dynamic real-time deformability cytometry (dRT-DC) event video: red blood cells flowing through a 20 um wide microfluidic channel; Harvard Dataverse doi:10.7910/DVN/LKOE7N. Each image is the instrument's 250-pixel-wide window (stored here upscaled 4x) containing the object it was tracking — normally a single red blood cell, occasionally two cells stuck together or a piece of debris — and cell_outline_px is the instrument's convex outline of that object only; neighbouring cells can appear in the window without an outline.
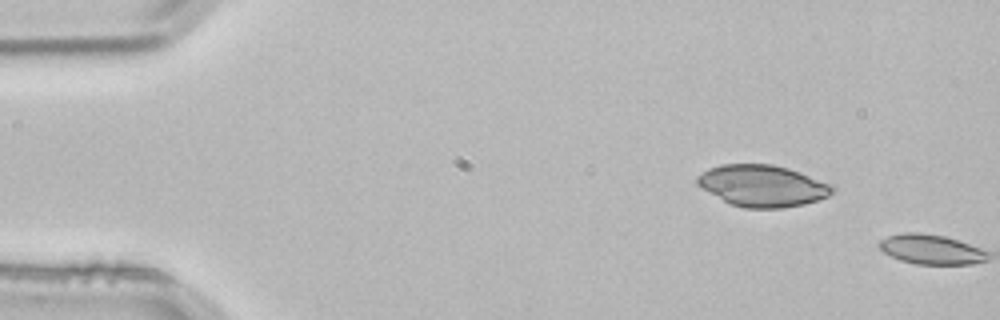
{"species": "common noctule bat (a hibernating species)", "species_latin": "Nyctalus noctula", "temperature_condition": "room temperature", "stored_images_in_passage": 3, "segment_of_instrument_passage": [2, 2], "camera_frame_rate_fps": 3000, "um_per_image_px": 0.085, "animal": {"sex": "male", "body_mass_g": 21.5, "forearm_length_mm": 52.0}, "frame": {"image": 1, "passage_image": 3, "time_ms": 0.667, "image_size_px": [1000, 320], "cell_outline_px": [[836, 188], [828, 196], [804, 204], [784, 208], [744, 208], [732, 204], [700, 188], [696, 184], [696, 176], [708, 168], [720, 164], [772, 164], [788, 168], [800, 172], [832, 184]], "centroid_in_image_um": [64.79, 15.78], "position_along_channel_um": 20.2, "area_um2": 32.83}}